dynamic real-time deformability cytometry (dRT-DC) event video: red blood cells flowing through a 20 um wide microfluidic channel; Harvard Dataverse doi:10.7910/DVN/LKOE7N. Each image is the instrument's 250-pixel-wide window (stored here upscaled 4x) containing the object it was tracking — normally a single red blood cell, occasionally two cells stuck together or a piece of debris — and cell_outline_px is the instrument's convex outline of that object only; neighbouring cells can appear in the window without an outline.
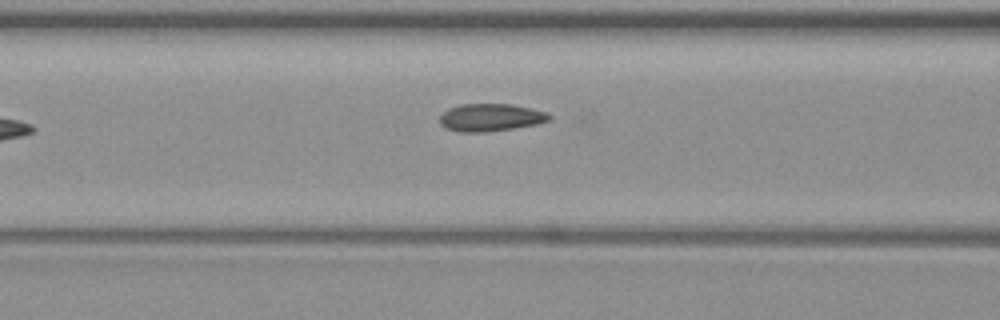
{"species": "common noctule bat (a hibernating species)", "species_latin": "Nyctalus noctula", "temperature_condition": "warm", "stored_images_in_passage": 3, "camera_frame_rate_fps": 3000, "um_per_image_px": 0.085, "animal": {"sex": "female", "body_mass_g": 19.3, "forearm_length_mm": 54.1}, "frame": {"image": 1, "passage_image": 3, "time_ms": 3.0, "image_size_px": [1000, 320], "cell_outline_px": [[552, 120], [536, 124], [512, 128], [484, 132], [460, 132], [444, 128], [440, 124], [440, 116], [448, 108], [460, 104], [512, 104], [532, 108], [548, 112], [552, 116]], "centroid_in_image_um": [41.72, 9.98], "position_along_channel_um": 124.9, "area_um2": 17.74}}